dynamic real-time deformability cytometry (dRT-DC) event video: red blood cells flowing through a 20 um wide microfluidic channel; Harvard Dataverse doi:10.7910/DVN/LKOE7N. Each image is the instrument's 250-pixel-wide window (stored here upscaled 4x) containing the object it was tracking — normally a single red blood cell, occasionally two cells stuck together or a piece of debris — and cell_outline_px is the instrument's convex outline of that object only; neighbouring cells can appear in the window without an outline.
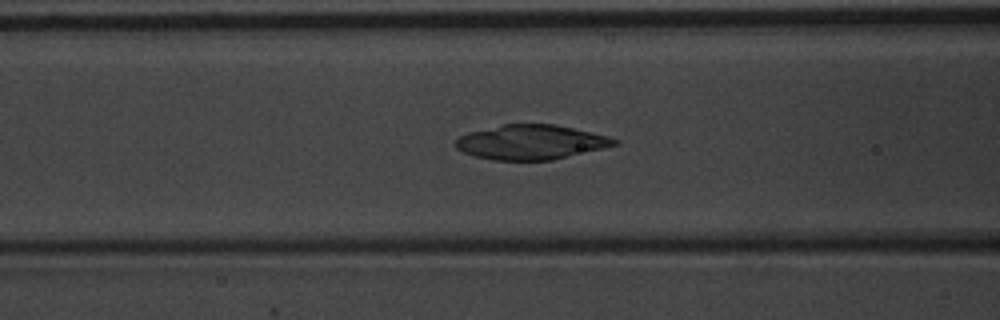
{"species": "common noctule bat (a hibernating species)", "species_latin": "Nyctalus noctula", "temperature_condition": "warm", "stored_images_in_passage": 56, "camera_frame_rate_fps": 3000, "um_per_image_px": 0.085, "animal": {"sex": "male", "body_mass_g": 20.1, "forearm_length_mm": 53.5}, "frame": {"image": 1, "passage_image": 23, "time_ms": 7.333, "image_size_px": [1000, 320], "cell_outline_px": [[616, 144], [552, 160], [496, 160], [472, 156], [456, 148], [456, 140], [460, 136], [468, 132], [504, 124], [556, 124], [608, 136], [616, 140]], "centroid_in_image_um": [45.07, 12.08], "position_along_channel_um": 121.5, "area_um2": 31.56}}
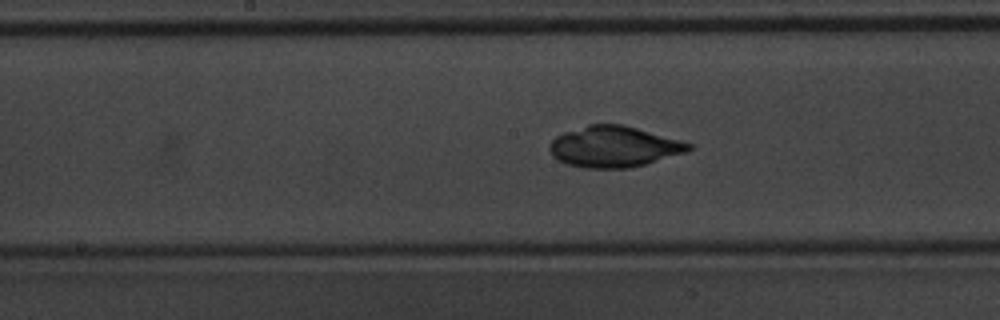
{"frame": {"image": 2, "passage_image": 29, "time_ms": 9.333, "image_size_px": [1000, 320], "cell_outline_px": [[692, 148], [684, 152], [644, 164], [628, 168], [584, 168], [568, 164], [552, 156], [548, 148], [548, 144], [556, 136], [564, 132], [588, 124], [624, 124], [680, 140], [692, 144]], "centroid_in_image_um": [52.13, 12.45], "position_along_channel_um": 196.1, "area_um2": 33.0}}
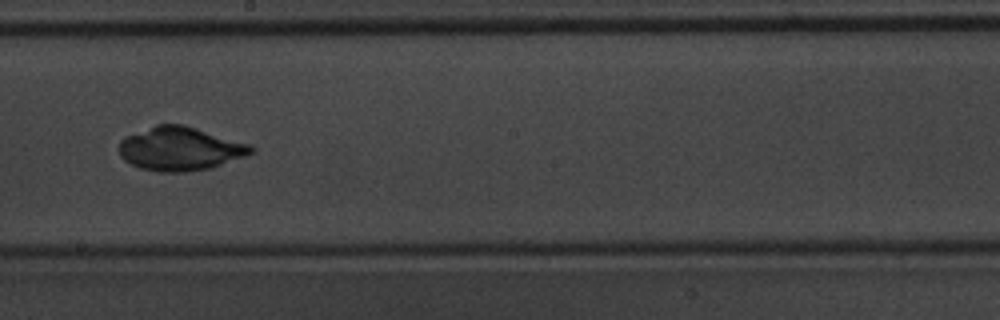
{"frame": {"image": 3, "passage_image": 32, "time_ms": 10.333, "image_size_px": [1000, 320], "cell_outline_px": [[256, 152], [208, 168], [184, 172], [160, 172], [140, 168], [124, 160], [120, 156], [120, 140], [124, 136], [156, 124], [184, 124], [248, 144], [256, 148]], "centroid_in_image_um": [15.27, 12.63], "position_along_channel_um": 232.9, "area_um2": 33.35}}